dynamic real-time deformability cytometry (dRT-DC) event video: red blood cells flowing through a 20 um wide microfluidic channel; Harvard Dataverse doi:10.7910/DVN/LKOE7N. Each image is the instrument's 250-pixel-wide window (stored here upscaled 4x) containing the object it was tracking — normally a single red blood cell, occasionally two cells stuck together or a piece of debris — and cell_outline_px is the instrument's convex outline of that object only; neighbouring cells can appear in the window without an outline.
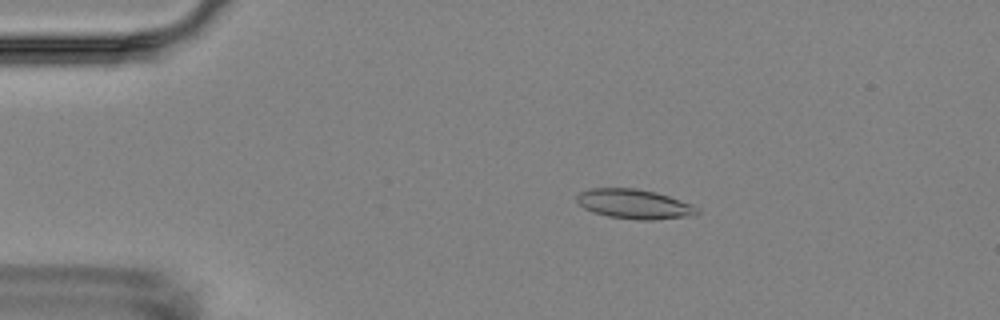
{"species": "Egyptian fruit bat (a non-hibernating species)", "species_latin": "Rousettus aegyptiacus", "temperature_condition": "room temperature", "stored_images_in_passage": 3, "camera_frame_rate_fps": 3000, "um_per_image_px": 0.085, "animal": {"sex": "female"}, "frame": {"image": 1, "passage_image": 1, "time_ms": 0.0, "image_size_px": [1000, 320], "cell_outline_px": [[700, 212], [692, 216], [652, 220], [640, 220], [608, 216], [592, 212], [584, 208], [576, 200], [576, 196], [580, 192], [588, 188], [636, 188], [656, 192], [692, 204], [700, 208]], "centroid_in_image_um": [53.93, 17.34], "position_along_channel_um": 31.1, "area_um2": 20.87}}